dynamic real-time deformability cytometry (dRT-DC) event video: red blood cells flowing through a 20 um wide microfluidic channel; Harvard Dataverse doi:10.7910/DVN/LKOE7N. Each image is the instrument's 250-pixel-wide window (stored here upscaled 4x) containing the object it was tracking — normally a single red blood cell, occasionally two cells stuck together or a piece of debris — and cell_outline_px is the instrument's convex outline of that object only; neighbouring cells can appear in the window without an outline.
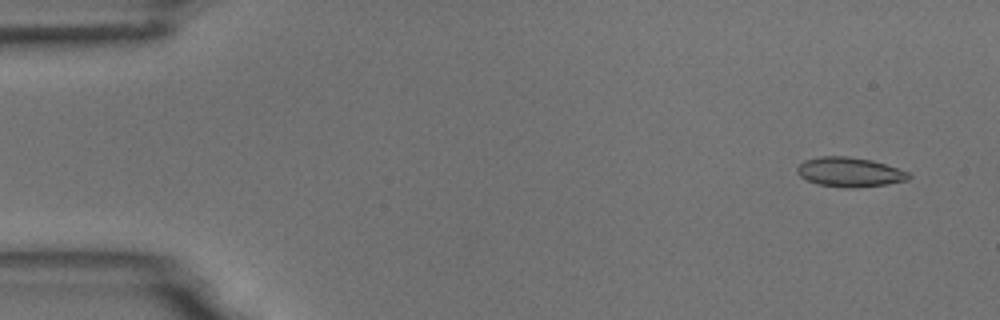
{"species": "common noctule bat (a hibernating species)", "species_latin": "Nyctalus noctula", "temperature_condition": "room temperature", "stored_images_in_passage": 7, "camera_frame_rate_fps": 3000, "um_per_image_px": 0.085, "animal": {"sex": "male", "body_mass_g": 18.8}, "frame": {"image": 1, "passage_image": 1, "time_ms": 0.0, "image_size_px": [1000, 320], "cell_outline_px": [[912, 176], [908, 180], [888, 184], [856, 188], [844, 188], [816, 184], [800, 176], [796, 172], [796, 168], [804, 160], [820, 156], [848, 156], [872, 160], [908, 172]], "centroid_in_image_um": [72.2, 14.63], "position_along_channel_um": 12.8, "area_um2": 19.31}}
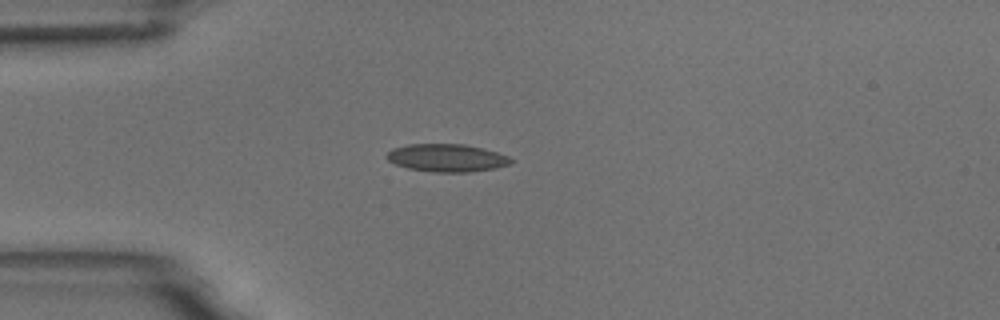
{"frame": {"image": 2, "passage_image": 4, "time_ms": 3.667, "image_size_px": [1000, 320], "cell_outline_px": [[512, 164], [496, 168], [468, 172], [432, 172], [408, 168], [396, 164], [388, 160], [384, 156], [392, 148], [408, 144], [464, 144], [496, 152], [508, 156], [512, 160]], "centroid_in_image_um": [37.96, 13.42], "position_along_channel_um": 47.0, "area_um2": 20.06}}